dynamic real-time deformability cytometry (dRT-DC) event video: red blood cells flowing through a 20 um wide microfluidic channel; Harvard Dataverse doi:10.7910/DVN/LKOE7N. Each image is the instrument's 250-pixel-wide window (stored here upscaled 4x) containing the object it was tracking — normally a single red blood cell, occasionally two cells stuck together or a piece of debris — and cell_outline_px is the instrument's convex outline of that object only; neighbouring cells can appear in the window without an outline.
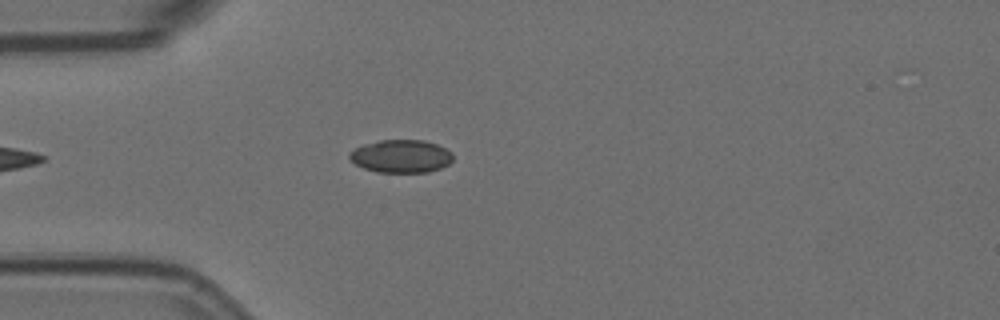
{"species": "Egyptian fruit bat (a non-hibernating species)", "species_latin": "Rousettus aegyptiacus", "temperature_condition": "room temperature", "stored_images_in_passage": 42, "camera_frame_rate_fps": 3000, "um_per_image_px": 0.085, "animal": {"sex": "female"}, "frame": {"image": 1, "passage_image": 1, "time_ms": 0.0, "image_size_px": [1000, 320], "cell_outline_px": [[452, 160], [448, 164], [440, 168], [428, 172], [376, 172], [364, 168], [356, 164], [348, 156], [348, 152], [364, 144], [380, 140], [424, 140], [436, 144], [452, 152]], "centroid_in_image_um": [34.08, 13.28], "position_along_channel_um": 50.9, "area_um2": 19.77}}
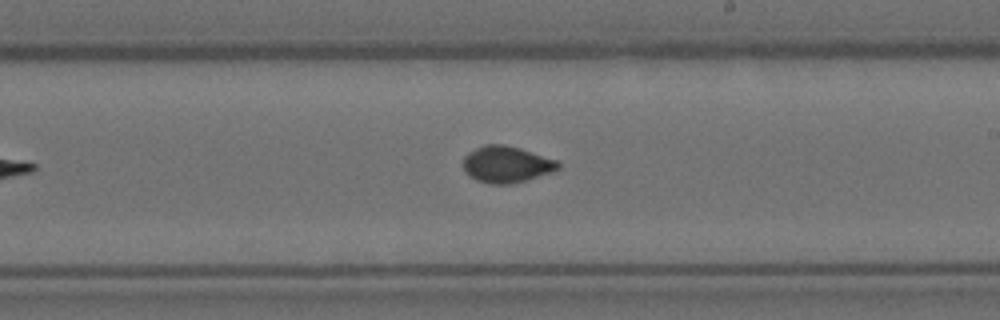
{"frame": {"image": 2, "passage_image": 18, "time_ms": 5.667, "image_size_px": [1000, 320], "cell_outline_px": [[560, 168], [552, 172], [524, 180], [508, 184], [488, 184], [476, 180], [468, 176], [464, 172], [464, 156], [468, 152], [484, 144], [504, 144], [520, 148], [556, 160], [560, 164]], "centroid_in_image_um": [43.01, 13.97], "position_along_channel_um": 246.0, "area_um2": 20.17}}
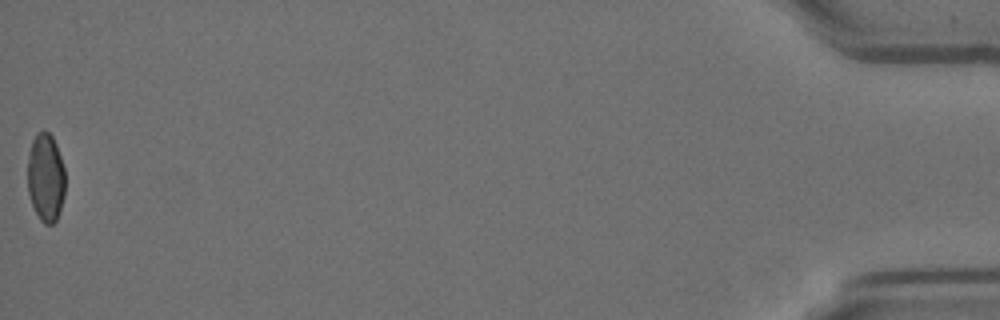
{"frame": {"image": 3, "passage_image": 42, "time_ms": 13.667, "image_size_px": [1000, 320], "cell_outline_px": [[64, 196], [56, 220], [52, 224], [44, 224], [40, 220], [32, 204], [28, 192], [28, 156], [32, 140], [36, 132], [44, 128], [52, 136], [56, 144], [64, 168]], "centroid_in_image_um": [3.87, 15.05], "position_along_channel_um": 431.3, "area_um2": 19.36}, "authors_computed_cell_mechanics": {"area_um2": 19.7387, "velocity_mm_per_s": 3.5876, "shape_relaxation_time_tau1_ms": 6.8168, "shape_relaxation_time_tau2_ms": null, "deformation_change_tau1": 0.1256, "deformation_change_tau2": null}}